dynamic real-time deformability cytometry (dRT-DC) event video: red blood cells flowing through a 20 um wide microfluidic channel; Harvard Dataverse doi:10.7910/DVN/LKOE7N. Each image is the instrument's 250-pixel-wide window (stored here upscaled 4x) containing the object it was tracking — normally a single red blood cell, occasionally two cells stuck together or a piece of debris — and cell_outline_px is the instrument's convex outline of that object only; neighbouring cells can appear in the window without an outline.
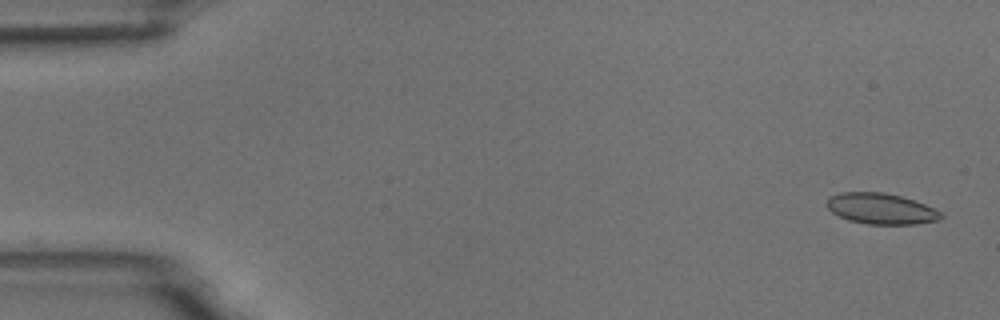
{"species": "common noctule bat (a hibernating species)", "species_latin": "Nyctalus noctula", "temperature_condition": "room temperature", "stored_images_in_passage": 5, "camera_frame_rate_fps": 3000, "um_per_image_px": 0.085, "animal": {"sex": "male", "body_mass_g": 18.8}, "frame": {"image": 1, "passage_image": 1, "time_ms": 0.0, "image_size_px": [1000, 320], "cell_outline_px": [[944, 216], [940, 220], [916, 224], [868, 224], [848, 220], [832, 212], [828, 208], [828, 196], [840, 192], [884, 192], [900, 196], [924, 204], [940, 212]], "centroid_in_image_um": [74.88, 17.74], "position_along_channel_um": 10.1, "area_um2": 20.4}}
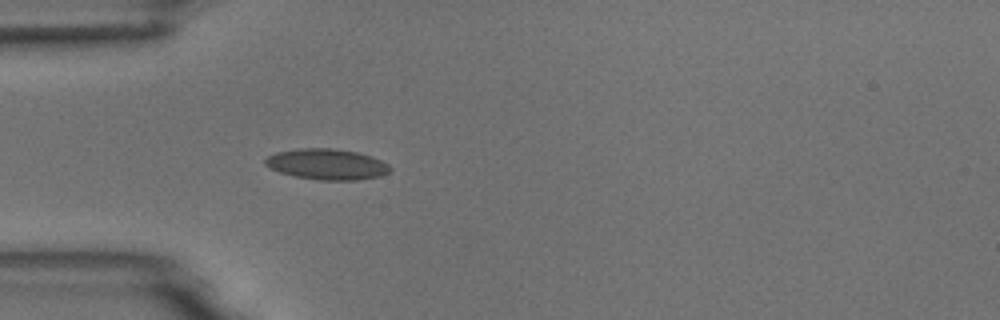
{"frame": {"image": 2, "passage_image": 5, "time_ms": 4.667, "image_size_px": [1000, 320], "cell_outline_px": [[392, 168], [388, 172], [380, 176], [356, 180], [320, 180], [296, 176], [280, 172], [264, 164], [264, 160], [268, 156], [276, 152], [296, 148], [332, 148], [356, 152], [372, 156], [388, 164]], "centroid_in_image_um": [27.79, 13.95], "position_along_channel_um": 57.2, "area_um2": 22.31}}